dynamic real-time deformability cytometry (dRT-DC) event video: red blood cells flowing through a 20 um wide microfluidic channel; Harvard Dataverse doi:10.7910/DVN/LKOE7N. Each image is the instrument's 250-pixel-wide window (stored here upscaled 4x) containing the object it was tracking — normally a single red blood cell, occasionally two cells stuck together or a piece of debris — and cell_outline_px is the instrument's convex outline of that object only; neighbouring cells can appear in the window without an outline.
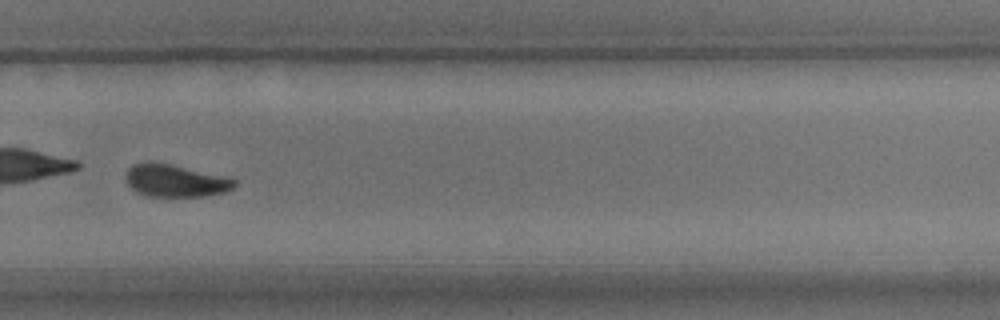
{"species": "common noctule bat (a hibernating species)", "species_latin": "Nyctalus noctula", "temperature_condition": "room temperature", "stored_images_in_passage": 52, "camera_frame_rate_fps": 3000, "um_per_image_px": 0.085, "animal": {"sex": "male", "body_mass_g": 15.6}, "frame": {"image": 1, "passage_image": 37, "time_ms": 12.0, "image_size_px": [1000, 320], "cell_outline_px": [[236, 184], [232, 188], [224, 192], [204, 196], [148, 196], [136, 192], [128, 184], [124, 176], [124, 172], [132, 164], [144, 160], [152, 160], [228, 176], [236, 180]], "centroid_in_image_um": [14.85, 15.32], "position_along_channel_um": 314.9, "area_um2": 21.04}, "authors_computed_cell_mechanics": {"area_um2": 21.6172, "velocity_mm_per_s": 3.7628, "shape_relaxation_time_tau1_ms": 1.6748, "shape_relaxation_time_tau2_ms": 0.8618, "deformation_change_tau1": 0.2232, "deformation_change_tau2": 0.0797}}